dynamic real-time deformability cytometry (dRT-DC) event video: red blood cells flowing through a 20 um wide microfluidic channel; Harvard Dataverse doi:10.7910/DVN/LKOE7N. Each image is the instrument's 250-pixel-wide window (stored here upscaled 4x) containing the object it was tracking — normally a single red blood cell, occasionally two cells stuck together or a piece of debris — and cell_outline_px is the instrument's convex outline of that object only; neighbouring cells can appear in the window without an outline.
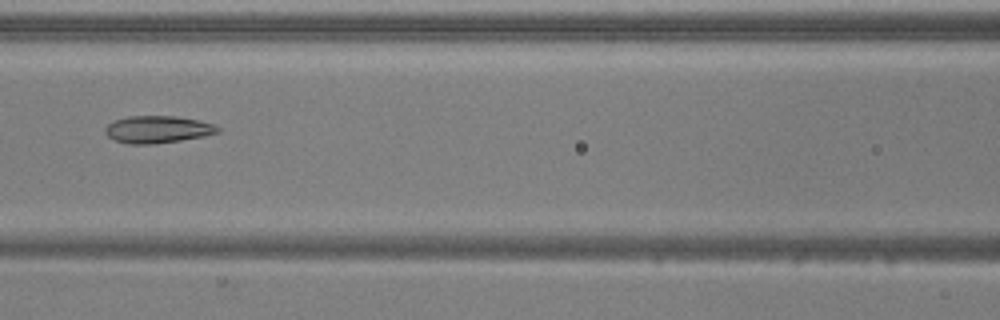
{"species": "common noctule bat (a hibernating species)", "species_latin": "Nyctalus noctula", "temperature_condition": "warm", "stored_images_in_passage": 52, "camera_frame_rate_fps": 3000, "um_per_image_px": 0.085, "animal": {"sex": "male", "body_mass_g": 20.5, "forearm_length_mm": 52.5}, "frame": {"image": 1, "passage_image": 24, "time_ms": 7.667, "image_size_px": [1000, 320], "cell_outline_px": [[220, 132], [204, 136], [180, 140], [152, 144], [128, 144], [116, 140], [108, 136], [104, 132], [104, 128], [112, 120], [128, 116], [176, 116], [200, 120], [212, 124], [220, 128]], "centroid_in_image_um": [13.38, 10.99], "position_along_channel_um": 153.2, "area_um2": 17.92}}
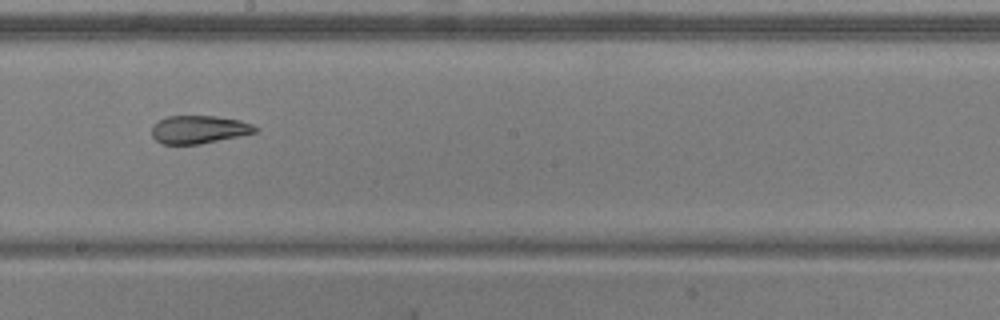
{"frame": {"image": 2, "passage_image": 30, "time_ms": 9.667, "image_size_px": [1000, 320], "cell_outline_px": [[260, 128], [256, 132], [240, 136], [200, 144], [160, 144], [152, 136], [152, 124], [168, 116], [216, 116], [240, 120], [252, 124]], "centroid_in_image_um": [16.91, 11.01], "position_along_channel_um": 231.3, "area_um2": 16.99}}
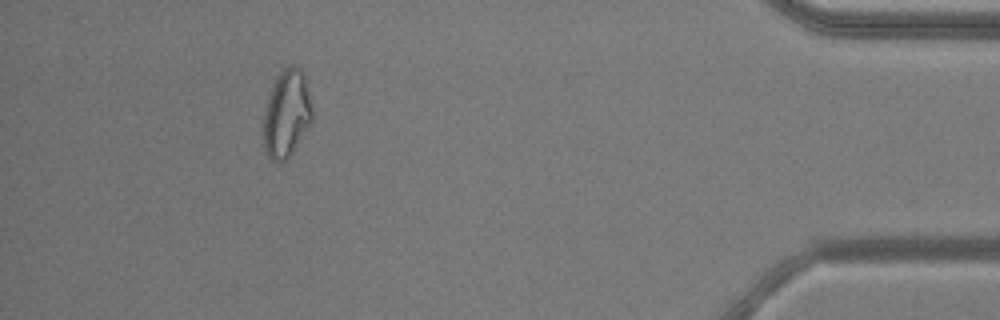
{"frame": {"image": 3, "passage_image": 48, "time_ms": 15.667, "image_size_px": [1000, 320], "cell_outline_px": [[312, 124], [292, 152], [284, 160], [272, 160], [268, 156], [264, 148], [264, 112], [268, 96], [276, 76], [288, 64], [292, 64], [300, 68], [304, 72], [312, 108]], "centroid_in_image_um": [24.38, 9.61], "position_along_channel_um": 410.8, "area_um2": 24.85}, "authors_computed_cell_mechanics": {"area_um2": 21.5594, "velocity_mm_per_s": 3.908, "shape_relaxation_time_tau1_ms": null, "shape_relaxation_time_tau2_ms": 2.3232, "deformation_change_tau1": null, "deformation_change_tau2": 0.08}}